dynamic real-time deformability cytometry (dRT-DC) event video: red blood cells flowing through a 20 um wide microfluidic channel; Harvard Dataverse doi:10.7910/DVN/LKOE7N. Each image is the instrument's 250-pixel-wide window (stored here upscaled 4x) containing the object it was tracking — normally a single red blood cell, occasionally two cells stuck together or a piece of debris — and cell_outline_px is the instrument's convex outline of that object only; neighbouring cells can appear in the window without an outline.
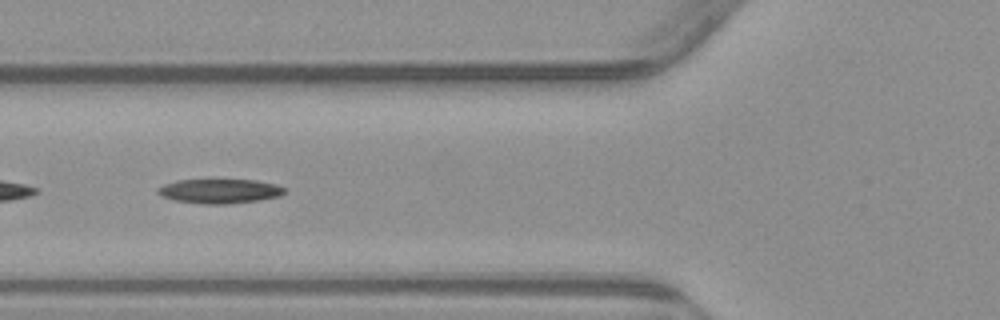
{"species": "common noctule bat (a hibernating species)", "species_latin": "Nyctalus noctula", "temperature_condition": "warm", "stored_images_in_passage": 42, "camera_frame_rate_fps": 3000, "um_per_image_px": 0.085, "animal": {"sex": "male", "body_mass_g": 23.1, "forearm_length_mm": 52.7}, "frame": {"image": 1, "passage_image": 10, "time_ms": 3.0, "image_size_px": [1000, 320], "cell_outline_px": [[284, 192], [280, 196], [260, 200], [224, 204], [204, 204], [176, 200], [164, 196], [156, 192], [156, 188], [164, 184], [176, 180], [256, 180], [276, 184], [284, 188]], "centroid_in_image_um": [18.67, 16.24], "position_along_channel_um": 107.1, "area_um2": 17.86}}
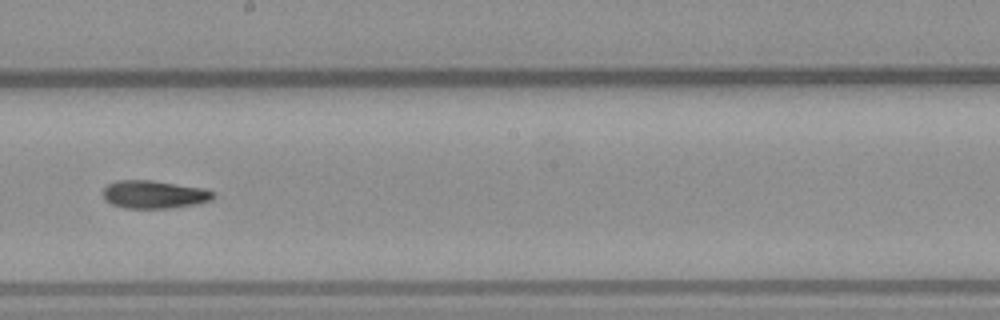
{"frame": {"image": 2, "passage_image": 20, "time_ms": 6.333, "image_size_px": [1000, 320], "cell_outline_px": [[212, 200], [196, 204], [172, 208], [124, 208], [112, 204], [104, 196], [104, 188], [108, 184], [116, 180], [152, 180], [204, 188], [212, 192]], "centroid_in_image_um": [13.1, 16.52], "position_along_channel_um": 235.1, "area_um2": 17.8}}
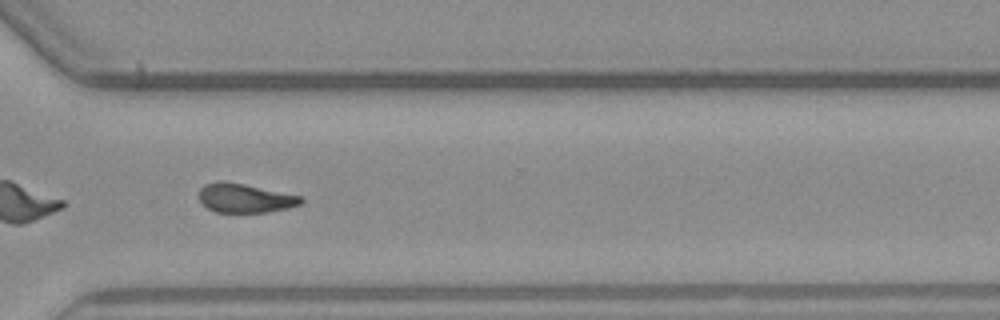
{"frame": {"image": 3, "passage_image": 29, "time_ms": 9.333, "image_size_px": [1000, 320], "cell_outline_px": [[304, 200], [300, 204], [288, 208], [268, 212], [216, 212], [208, 208], [200, 200], [200, 188], [204, 184], [216, 180], [224, 180], [244, 184], [300, 196]], "centroid_in_image_um": [20.79, 16.83], "position_along_channel_um": 349.8, "area_um2": 17.17}, "authors_computed_cell_mechanics": {"area_um2": 17.8024, "velocity_mm_per_s": 3.8345, "shape_relaxation_time_tau1_ms": null, "shape_relaxation_time_tau2_ms": 10.7235, "deformation_change_tau1": null, "deformation_change_tau2": 0.2279}}